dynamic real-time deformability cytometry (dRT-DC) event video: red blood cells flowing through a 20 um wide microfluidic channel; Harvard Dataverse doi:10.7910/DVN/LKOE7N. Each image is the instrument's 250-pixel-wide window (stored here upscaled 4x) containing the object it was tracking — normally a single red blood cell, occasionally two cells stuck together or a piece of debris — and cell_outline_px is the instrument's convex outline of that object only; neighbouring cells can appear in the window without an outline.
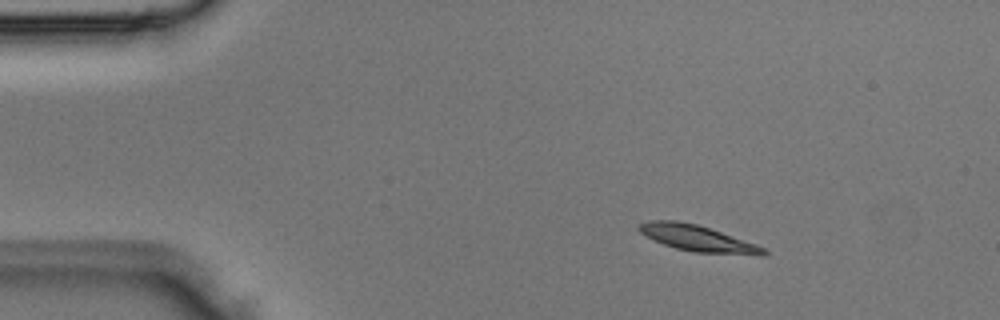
{"species": "Egyptian fruit bat (a non-hibernating species)", "species_latin": "Rousettus aegyptiacus", "temperature_condition": "room temperature", "stored_images_in_passage": 3, "camera_frame_rate_fps": 3000, "um_per_image_px": 0.085, "animal": {"sex": "male"}, "frame": {"image": 1, "passage_image": 1, "time_ms": 0.0, "image_size_px": [1000, 320], "cell_outline_px": [[768, 252], [764, 256], [760, 256], [692, 252], [676, 248], [664, 244], [640, 232], [636, 228], [636, 224], [648, 220], [676, 220], [696, 224], [768, 248]], "centroid_in_image_um": [59.33, 20.27], "position_along_channel_um": 25.7, "area_um2": 19.07}}
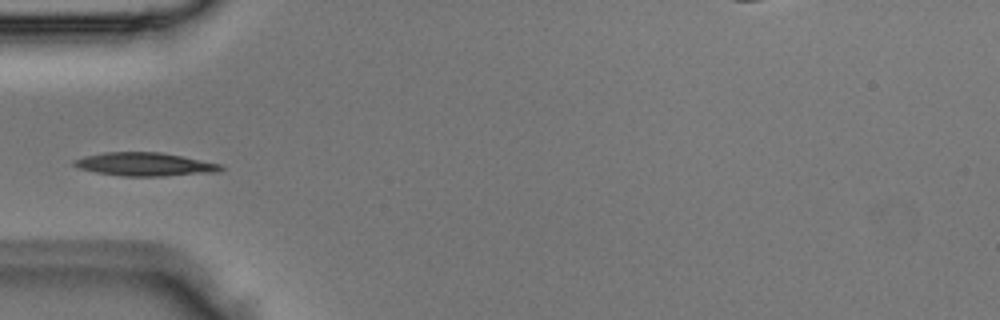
{"frame": {"image": 2, "passage_image": 3, "time_ms": 0.667, "image_size_px": [1000, 320], "cell_outline_px": [[224, 168], [216, 172], [164, 176], [120, 176], [96, 172], [80, 168], [72, 164], [72, 160], [84, 156], [104, 152], [160, 152], [220, 164]], "centroid_in_image_um": [12.25, 13.96], "position_along_channel_um": 72.7, "area_um2": 19.83}}